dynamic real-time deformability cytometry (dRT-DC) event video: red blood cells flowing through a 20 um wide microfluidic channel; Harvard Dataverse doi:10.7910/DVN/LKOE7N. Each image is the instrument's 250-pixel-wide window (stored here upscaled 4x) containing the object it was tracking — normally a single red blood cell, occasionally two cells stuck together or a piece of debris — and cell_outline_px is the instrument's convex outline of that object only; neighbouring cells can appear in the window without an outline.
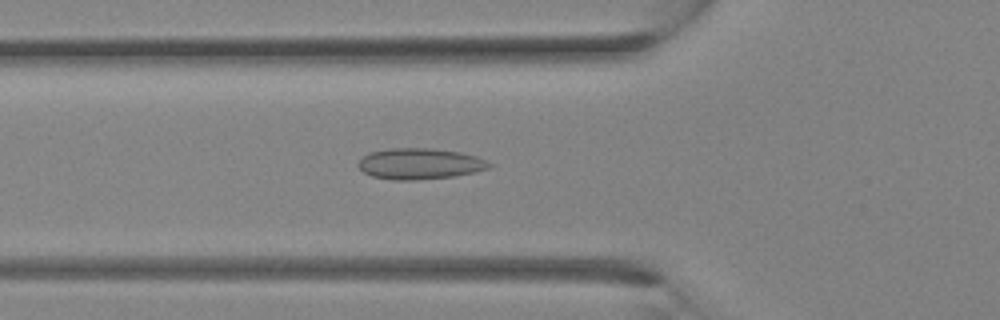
{"species": "Egyptian fruit bat (a non-hibernating species)", "species_latin": "Rousettus aegyptiacus", "temperature_condition": "room temperature", "stored_images_in_passage": 33, "camera_frame_rate_fps": 3000, "um_per_image_px": 0.085, "animal": {"sex": "female"}, "frame": {"image": 1, "passage_image": 12, "time_ms": 3.667, "image_size_px": [1000, 320], "cell_outline_px": [[492, 164], [488, 168], [476, 172], [456, 176], [416, 180], [392, 180], [372, 176], [364, 172], [356, 164], [368, 152], [388, 148], [432, 148], [460, 152], [476, 156]], "centroid_in_image_um": [35.66, 13.92], "position_along_channel_um": 90.1, "area_um2": 23.76}}
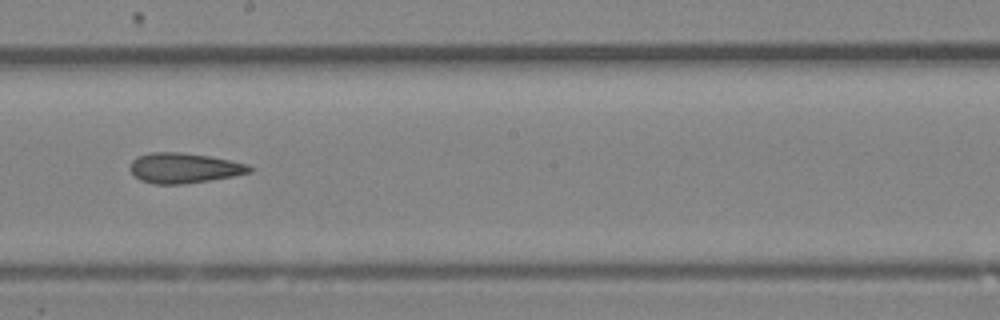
{"frame": {"image": 2, "passage_image": 19, "time_ms": 6.0, "image_size_px": [1000, 320], "cell_outline_px": [[256, 168], [252, 172], [232, 176], [184, 184], [152, 184], [140, 180], [128, 168], [132, 160], [136, 156], [148, 152], [180, 152], [208, 156], [248, 164]], "centroid_in_image_um": [15.62, 14.28], "position_along_channel_um": 232.6, "area_um2": 21.1}}
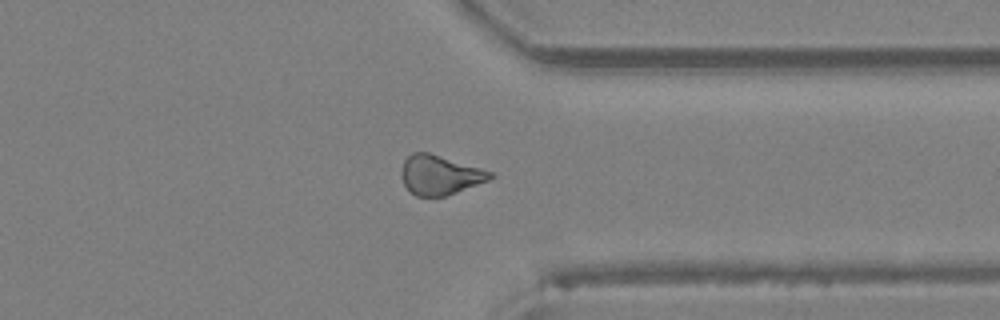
{"frame": {"image": 3, "passage_image": 26, "time_ms": 8.333, "image_size_px": [1000, 320], "cell_outline_px": [[496, 176], [488, 180], [444, 196], [416, 196], [408, 192], [400, 176], [400, 172], [404, 160], [412, 152], [428, 152], [496, 172]], "centroid_in_image_um": [37.37, 14.86], "position_along_channel_um": 374.0, "area_um2": 20.58}}